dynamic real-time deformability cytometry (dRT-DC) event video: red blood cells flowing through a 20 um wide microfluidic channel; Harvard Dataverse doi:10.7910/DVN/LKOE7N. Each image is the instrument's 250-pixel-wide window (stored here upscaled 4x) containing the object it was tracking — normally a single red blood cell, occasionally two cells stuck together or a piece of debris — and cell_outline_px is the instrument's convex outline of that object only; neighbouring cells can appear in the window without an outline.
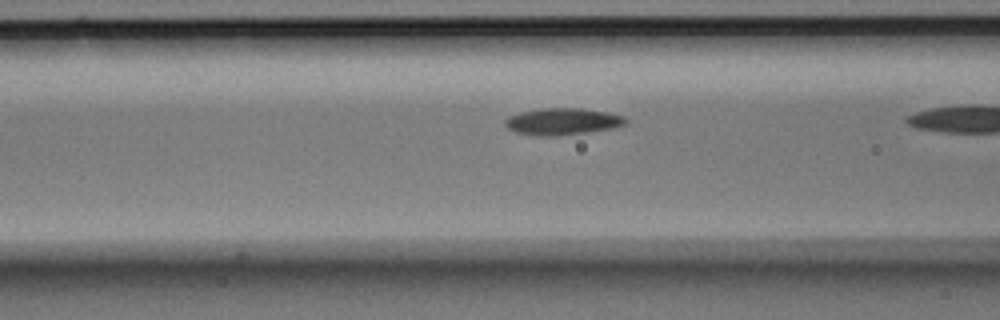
{"species": "Egyptian fruit bat (a non-hibernating species)", "species_latin": "Rousettus aegyptiacus", "temperature_condition": "room temperature", "stored_images_in_passage": 16, "camera_frame_rate_fps": 3000, "um_per_image_px": 0.085, "animal": {"sex": "male"}, "frame": {"image": 1, "passage_image": 14, "time_ms": 4.333, "image_size_px": [1000, 320], "cell_outline_px": [[628, 120], [624, 124], [612, 128], [560, 136], [540, 136], [516, 132], [508, 128], [504, 124], [504, 120], [508, 116], [520, 112], [544, 108], [580, 108], [608, 112], [624, 116]], "centroid_in_image_um": [47.79, 10.32], "position_along_channel_um": 118.8, "area_um2": 18.79}}